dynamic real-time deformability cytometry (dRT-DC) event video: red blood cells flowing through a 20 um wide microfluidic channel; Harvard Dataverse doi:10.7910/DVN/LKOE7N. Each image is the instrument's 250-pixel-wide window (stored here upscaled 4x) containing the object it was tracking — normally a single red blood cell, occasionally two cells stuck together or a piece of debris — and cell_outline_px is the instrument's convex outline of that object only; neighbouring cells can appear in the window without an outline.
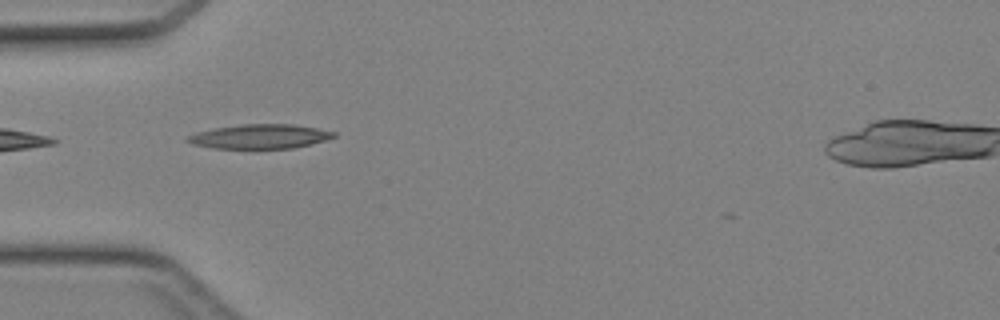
{"species": "Egyptian fruit bat (a non-hibernating species)", "species_latin": "Rousettus aegyptiacus", "temperature_condition": "cold", "stored_images_in_passage": 4, "camera_frame_rate_fps": 3000, "um_per_image_px": 0.085, "animal": {"sex": "female"}, "frame": {"image": 1, "passage_image": 3, "time_ms": 0.667, "image_size_px": [1000, 320], "cell_outline_px": [[336, 136], [324, 140], [292, 148], [212, 148], [192, 144], [184, 140], [188, 136], [196, 132], [216, 128], [244, 124], [292, 124], [316, 128], [336, 132]], "centroid_in_image_um": [22.05, 11.6], "position_along_channel_um": 62.9, "area_um2": 20.46}}
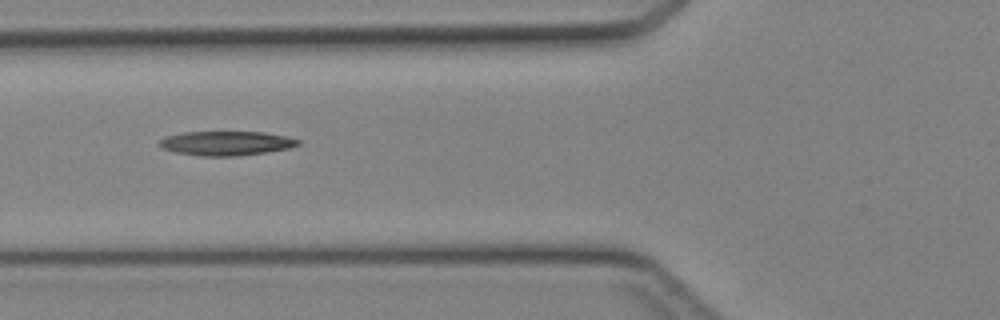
{"frame": {"image": 2, "passage_image": 4, "time_ms": 1.0, "image_size_px": [1000, 320], "cell_outline_px": [[300, 144], [288, 148], [268, 152], [236, 156], [204, 156], [176, 152], [164, 148], [156, 144], [164, 136], [184, 132], [264, 132], [284, 136], [300, 140]], "centroid_in_image_um": [19.21, 12.17], "position_along_channel_um": 106.6, "area_um2": 19.54}}